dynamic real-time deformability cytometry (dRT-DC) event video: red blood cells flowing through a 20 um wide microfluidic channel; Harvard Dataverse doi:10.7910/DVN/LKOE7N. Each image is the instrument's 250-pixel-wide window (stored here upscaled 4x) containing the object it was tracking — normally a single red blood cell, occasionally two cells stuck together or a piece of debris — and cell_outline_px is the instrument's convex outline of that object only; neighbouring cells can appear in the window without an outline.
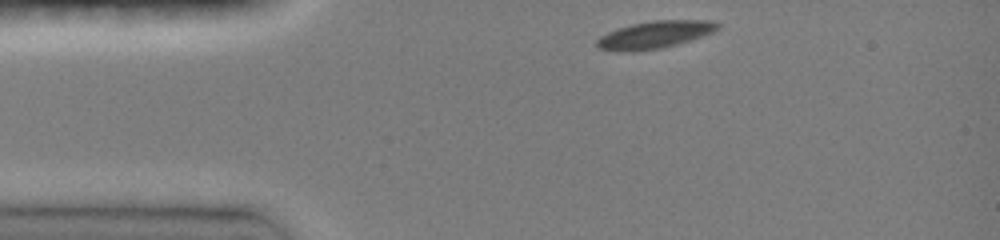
{"species": "common noctule bat (a hibernating species)", "species_latin": "Nyctalus noctula", "temperature_condition": "room temperature", "stored_images_in_passage": 4, "camera_frame_rate_fps": 3000, "um_per_image_px": 0.085, "animal": {"sex": "female", "body_mass_g": 19.0, "forearm_length_mm": 51.5}, "frame": {"image": 1, "passage_image": 1, "time_ms": 0.0, "image_size_px": [1000, 240], "cell_outline_px": [[720, 28], [712, 32], [692, 40], [660, 48], [632, 52], [620, 52], [600, 48], [596, 44], [596, 40], [600, 36], [608, 32], [632, 24], [652, 20], [708, 20], [720, 24]], "centroid_in_image_um": [55.66, 2.95], "position_along_channel_um": 29.3, "area_um2": 19.19}}
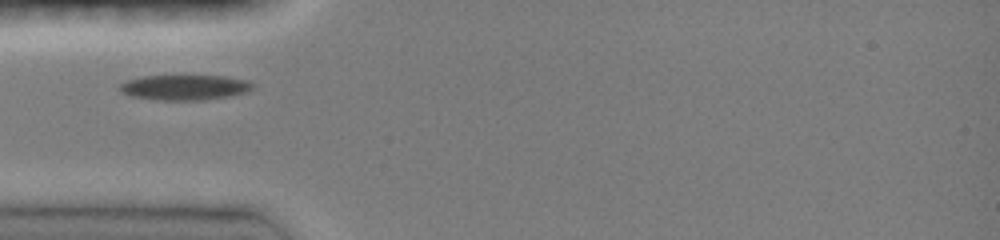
{"frame": {"image": 2, "passage_image": 3, "time_ms": 0.667, "image_size_px": [1000, 240], "cell_outline_px": [[256, 84], [248, 92], [232, 96], [204, 100], [152, 100], [132, 96], [120, 92], [116, 88], [120, 84], [128, 80], [144, 76], [224, 76], [248, 80]], "centroid_in_image_um": [15.71, 7.44], "position_along_channel_um": 69.3, "area_um2": 19.83}}